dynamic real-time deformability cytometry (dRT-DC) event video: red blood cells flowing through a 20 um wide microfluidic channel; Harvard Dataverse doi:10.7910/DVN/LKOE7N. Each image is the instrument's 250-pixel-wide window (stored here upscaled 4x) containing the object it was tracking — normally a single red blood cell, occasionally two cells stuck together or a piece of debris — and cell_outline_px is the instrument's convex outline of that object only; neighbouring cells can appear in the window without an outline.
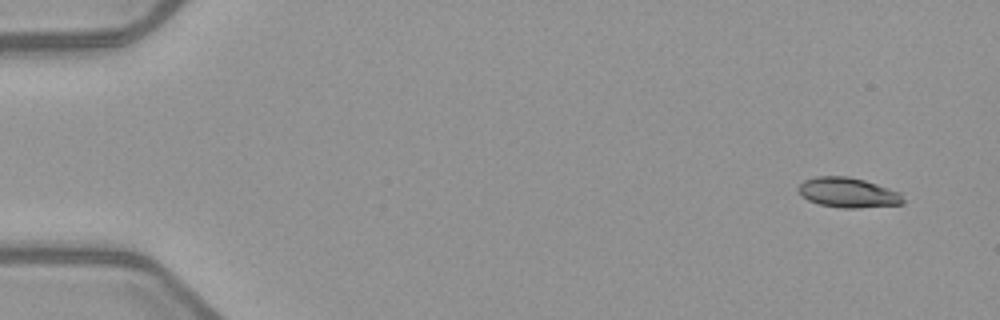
{"species": "common noctule bat (a hibernating species)", "species_latin": "Nyctalus noctula", "temperature_condition": "warm", "stored_images_in_passage": 7, "camera_frame_rate_fps": 3000, "um_per_image_px": 0.085, "animal": {"sex": "female", "body_mass_g": 21.9}, "frame": {"image": 1, "passage_image": 1, "time_ms": 0.0, "image_size_px": [1000, 320], "cell_outline_px": [[904, 204], [860, 208], [840, 208], [820, 204], [808, 200], [796, 188], [804, 180], [816, 176], [848, 176], [864, 180], [900, 192], [904, 200]], "centroid_in_image_um": [72.09, 16.37], "position_along_channel_um": 12.9, "area_um2": 18.26}}
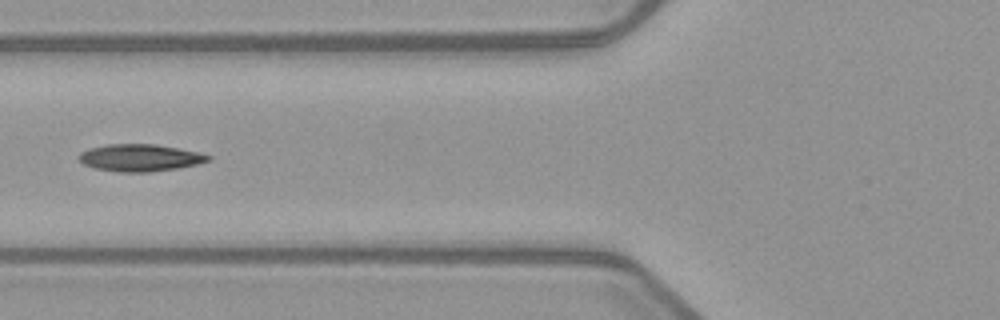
{"frame": {"image": 2, "passage_image": 6, "time_ms": 6.0, "image_size_px": [1000, 320], "cell_outline_px": [[212, 160], [180, 168], [148, 172], [116, 172], [96, 168], [84, 164], [76, 156], [80, 152], [88, 148], [108, 144], [156, 144], [196, 152], [212, 156]], "centroid_in_image_um": [11.87, 13.41], "position_along_channel_um": 113.9, "area_um2": 20.46}}
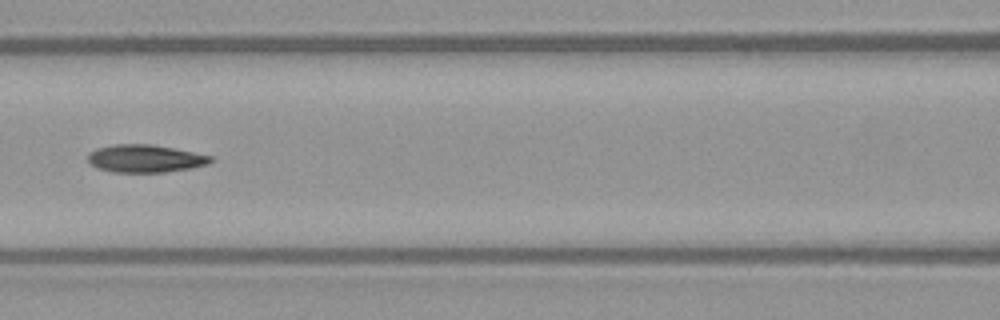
{"frame": {"image": 3, "passage_image": 7, "time_ms": 7.0, "image_size_px": [1000, 320], "cell_outline_px": [[216, 160], [208, 164], [192, 168], [164, 172], [112, 172], [96, 168], [88, 160], [88, 152], [96, 148], [112, 144], [152, 144], [212, 156]], "centroid_in_image_um": [12.33, 13.47], "position_along_channel_um": 154.3, "area_um2": 19.94}}